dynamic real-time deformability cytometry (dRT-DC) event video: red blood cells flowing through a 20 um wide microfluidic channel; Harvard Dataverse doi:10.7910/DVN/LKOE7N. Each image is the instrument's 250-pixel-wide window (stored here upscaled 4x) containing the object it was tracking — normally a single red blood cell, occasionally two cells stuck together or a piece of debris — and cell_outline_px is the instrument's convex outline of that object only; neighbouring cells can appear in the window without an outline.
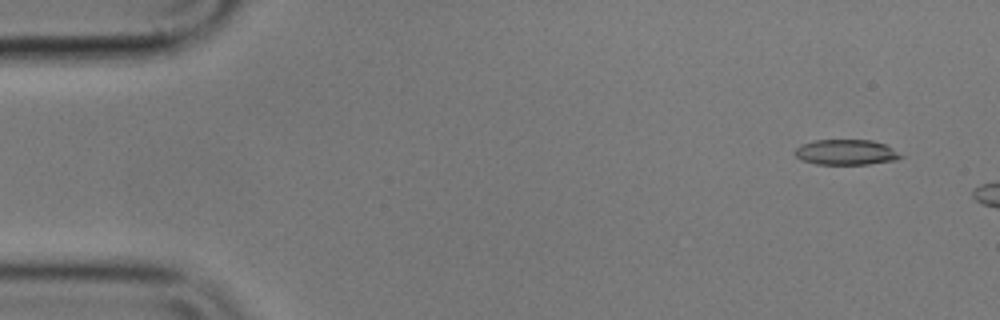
{"species": "common noctule bat (a hibernating species)", "species_latin": "Nyctalus noctula", "temperature_condition": "cold", "stored_images_in_passage": 9, "camera_frame_rate_fps": 3000, "um_per_image_px": 0.085, "animal": {"sex": "male", "body_mass_g": 17.9}, "frame": {"image": 1, "passage_image": 4, "time_ms": 1.0, "image_size_px": [1000, 320], "cell_outline_px": [[904, 156], [896, 160], [868, 164], [816, 164], [800, 160], [792, 152], [800, 144], [816, 140], [872, 140], [884, 144]], "centroid_in_image_um": [71.86, 12.94], "position_along_channel_um": 13.1, "area_um2": 15.66}}